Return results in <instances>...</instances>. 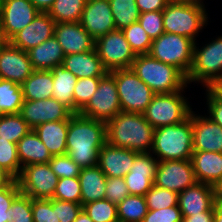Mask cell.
<instances>
[{
    "label": "cell",
    "instance_id": "cell-1",
    "mask_svg": "<svg viewBox=\"0 0 222 222\" xmlns=\"http://www.w3.org/2000/svg\"><path fill=\"white\" fill-rule=\"evenodd\" d=\"M106 143V122L72 114L68 121L66 154L81 169L98 163V153Z\"/></svg>",
    "mask_w": 222,
    "mask_h": 222
},
{
    "label": "cell",
    "instance_id": "cell-2",
    "mask_svg": "<svg viewBox=\"0 0 222 222\" xmlns=\"http://www.w3.org/2000/svg\"><path fill=\"white\" fill-rule=\"evenodd\" d=\"M154 131L143 114L120 111L106 122V142L139 153H151Z\"/></svg>",
    "mask_w": 222,
    "mask_h": 222
},
{
    "label": "cell",
    "instance_id": "cell-3",
    "mask_svg": "<svg viewBox=\"0 0 222 222\" xmlns=\"http://www.w3.org/2000/svg\"><path fill=\"white\" fill-rule=\"evenodd\" d=\"M131 69L155 94L178 92L188 84L178 68L149 54L137 55Z\"/></svg>",
    "mask_w": 222,
    "mask_h": 222
},
{
    "label": "cell",
    "instance_id": "cell-4",
    "mask_svg": "<svg viewBox=\"0 0 222 222\" xmlns=\"http://www.w3.org/2000/svg\"><path fill=\"white\" fill-rule=\"evenodd\" d=\"M151 153L158 161L188 160L193 154L192 118L155 129Z\"/></svg>",
    "mask_w": 222,
    "mask_h": 222
},
{
    "label": "cell",
    "instance_id": "cell-5",
    "mask_svg": "<svg viewBox=\"0 0 222 222\" xmlns=\"http://www.w3.org/2000/svg\"><path fill=\"white\" fill-rule=\"evenodd\" d=\"M201 2L171 0L163 10V28L196 42V35L207 25L208 13Z\"/></svg>",
    "mask_w": 222,
    "mask_h": 222
},
{
    "label": "cell",
    "instance_id": "cell-6",
    "mask_svg": "<svg viewBox=\"0 0 222 222\" xmlns=\"http://www.w3.org/2000/svg\"><path fill=\"white\" fill-rule=\"evenodd\" d=\"M186 87L178 92L155 94L152 97L151 103L142 113L152 127L157 129L179 124L189 117L192 108L182 94Z\"/></svg>",
    "mask_w": 222,
    "mask_h": 222
},
{
    "label": "cell",
    "instance_id": "cell-7",
    "mask_svg": "<svg viewBox=\"0 0 222 222\" xmlns=\"http://www.w3.org/2000/svg\"><path fill=\"white\" fill-rule=\"evenodd\" d=\"M194 43L185 36L164 32L152 40L148 54L160 62L175 66L187 77L193 64Z\"/></svg>",
    "mask_w": 222,
    "mask_h": 222
},
{
    "label": "cell",
    "instance_id": "cell-8",
    "mask_svg": "<svg viewBox=\"0 0 222 222\" xmlns=\"http://www.w3.org/2000/svg\"><path fill=\"white\" fill-rule=\"evenodd\" d=\"M110 73L115 77L121 110L142 114L155 95L152 89L131 68L117 69Z\"/></svg>",
    "mask_w": 222,
    "mask_h": 222
},
{
    "label": "cell",
    "instance_id": "cell-9",
    "mask_svg": "<svg viewBox=\"0 0 222 222\" xmlns=\"http://www.w3.org/2000/svg\"><path fill=\"white\" fill-rule=\"evenodd\" d=\"M196 45L195 42L193 64L186 77L187 83L200 81L207 88L214 80L222 77V36L200 49Z\"/></svg>",
    "mask_w": 222,
    "mask_h": 222
},
{
    "label": "cell",
    "instance_id": "cell-10",
    "mask_svg": "<svg viewBox=\"0 0 222 222\" xmlns=\"http://www.w3.org/2000/svg\"><path fill=\"white\" fill-rule=\"evenodd\" d=\"M120 111L122 110L115 77L108 72L100 78L97 90L78 113L86 118L107 122Z\"/></svg>",
    "mask_w": 222,
    "mask_h": 222
},
{
    "label": "cell",
    "instance_id": "cell-11",
    "mask_svg": "<svg viewBox=\"0 0 222 222\" xmlns=\"http://www.w3.org/2000/svg\"><path fill=\"white\" fill-rule=\"evenodd\" d=\"M95 49L108 72L129 69L136 58L122 30L119 29L98 37L95 40Z\"/></svg>",
    "mask_w": 222,
    "mask_h": 222
},
{
    "label": "cell",
    "instance_id": "cell-12",
    "mask_svg": "<svg viewBox=\"0 0 222 222\" xmlns=\"http://www.w3.org/2000/svg\"><path fill=\"white\" fill-rule=\"evenodd\" d=\"M16 180L22 194L32 199H52L59 178L48 163H41L23 167Z\"/></svg>",
    "mask_w": 222,
    "mask_h": 222
},
{
    "label": "cell",
    "instance_id": "cell-13",
    "mask_svg": "<svg viewBox=\"0 0 222 222\" xmlns=\"http://www.w3.org/2000/svg\"><path fill=\"white\" fill-rule=\"evenodd\" d=\"M197 182L191 160L159 161L154 185L181 193Z\"/></svg>",
    "mask_w": 222,
    "mask_h": 222
},
{
    "label": "cell",
    "instance_id": "cell-14",
    "mask_svg": "<svg viewBox=\"0 0 222 222\" xmlns=\"http://www.w3.org/2000/svg\"><path fill=\"white\" fill-rule=\"evenodd\" d=\"M19 114L28 126L34 129L46 122L67 120L73 113L65 105L51 97L36 101L24 100Z\"/></svg>",
    "mask_w": 222,
    "mask_h": 222
},
{
    "label": "cell",
    "instance_id": "cell-15",
    "mask_svg": "<svg viewBox=\"0 0 222 222\" xmlns=\"http://www.w3.org/2000/svg\"><path fill=\"white\" fill-rule=\"evenodd\" d=\"M40 12L30 0H2L1 28L9 40L29 25Z\"/></svg>",
    "mask_w": 222,
    "mask_h": 222
},
{
    "label": "cell",
    "instance_id": "cell-16",
    "mask_svg": "<svg viewBox=\"0 0 222 222\" xmlns=\"http://www.w3.org/2000/svg\"><path fill=\"white\" fill-rule=\"evenodd\" d=\"M158 159L151 153H138L130 172L124 176L130 195L145 196L154 185Z\"/></svg>",
    "mask_w": 222,
    "mask_h": 222
},
{
    "label": "cell",
    "instance_id": "cell-17",
    "mask_svg": "<svg viewBox=\"0 0 222 222\" xmlns=\"http://www.w3.org/2000/svg\"><path fill=\"white\" fill-rule=\"evenodd\" d=\"M81 26L96 40L116 29L109 0H87Z\"/></svg>",
    "mask_w": 222,
    "mask_h": 222
},
{
    "label": "cell",
    "instance_id": "cell-18",
    "mask_svg": "<svg viewBox=\"0 0 222 222\" xmlns=\"http://www.w3.org/2000/svg\"><path fill=\"white\" fill-rule=\"evenodd\" d=\"M216 202L215 187L196 182L179 193L178 206L182 216H191L202 212H214Z\"/></svg>",
    "mask_w": 222,
    "mask_h": 222
},
{
    "label": "cell",
    "instance_id": "cell-19",
    "mask_svg": "<svg viewBox=\"0 0 222 222\" xmlns=\"http://www.w3.org/2000/svg\"><path fill=\"white\" fill-rule=\"evenodd\" d=\"M55 24L48 13L40 12L29 25L10 40V43L14 47L28 51L54 36Z\"/></svg>",
    "mask_w": 222,
    "mask_h": 222
},
{
    "label": "cell",
    "instance_id": "cell-20",
    "mask_svg": "<svg viewBox=\"0 0 222 222\" xmlns=\"http://www.w3.org/2000/svg\"><path fill=\"white\" fill-rule=\"evenodd\" d=\"M54 36L65 55L88 52L95 48V39L81 26L80 22L56 23Z\"/></svg>",
    "mask_w": 222,
    "mask_h": 222
},
{
    "label": "cell",
    "instance_id": "cell-21",
    "mask_svg": "<svg viewBox=\"0 0 222 222\" xmlns=\"http://www.w3.org/2000/svg\"><path fill=\"white\" fill-rule=\"evenodd\" d=\"M27 51L9 43L0 52V78L22 84L33 72Z\"/></svg>",
    "mask_w": 222,
    "mask_h": 222
},
{
    "label": "cell",
    "instance_id": "cell-22",
    "mask_svg": "<svg viewBox=\"0 0 222 222\" xmlns=\"http://www.w3.org/2000/svg\"><path fill=\"white\" fill-rule=\"evenodd\" d=\"M193 128V151L222 153V127L208 116H200L191 111Z\"/></svg>",
    "mask_w": 222,
    "mask_h": 222
},
{
    "label": "cell",
    "instance_id": "cell-23",
    "mask_svg": "<svg viewBox=\"0 0 222 222\" xmlns=\"http://www.w3.org/2000/svg\"><path fill=\"white\" fill-rule=\"evenodd\" d=\"M139 152L105 143L98 153L97 165L106 177H122L130 172Z\"/></svg>",
    "mask_w": 222,
    "mask_h": 222
},
{
    "label": "cell",
    "instance_id": "cell-24",
    "mask_svg": "<svg viewBox=\"0 0 222 222\" xmlns=\"http://www.w3.org/2000/svg\"><path fill=\"white\" fill-rule=\"evenodd\" d=\"M62 66L78 79L103 77L108 73L95 48L88 52L65 55Z\"/></svg>",
    "mask_w": 222,
    "mask_h": 222
},
{
    "label": "cell",
    "instance_id": "cell-25",
    "mask_svg": "<svg viewBox=\"0 0 222 222\" xmlns=\"http://www.w3.org/2000/svg\"><path fill=\"white\" fill-rule=\"evenodd\" d=\"M190 160L197 182L215 186L222 179V153L193 151Z\"/></svg>",
    "mask_w": 222,
    "mask_h": 222
},
{
    "label": "cell",
    "instance_id": "cell-26",
    "mask_svg": "<svg viewBox=\"0 0 222 222\" xmlns=\"http://www.w3.org/2000/svg\"><path fill=\"white\" fill-rule=\"evenodd\" d=\"M33 70H51L62 65L65 53L55 36L27 51Z\"/></svg>",
    "mask_w": 222,
    "mask_h": 222
},
{
    "label": "cell",
    "instance_id": "cell-27",
    "mask_svg": "<svg viewBox=\"0 0 222 222\" xmlns=\"http://www.w3.org/2000/svg\"><path fill=\"white\" fill-rule=\"evenodd\" d=\"M68 121L46 122L33 129L52 156L66 154Z\"/></svg>",
    "mask_w": 222,
    "mask_h": 222
},
{
    "label": "cell",
    "instance_id": "cell-28",
    "mask_svg": "<svg viewBox=\"0 0 222 222\" xmlns=\"http://www.w3.org/2000/svg\"><path fill=\"white\" fill-rule=\"evenodd\" d=\"M78 178L82 206L93 201L105 199L107 177L98 165L81 169Z\"/></svg>",
    "mask_w": 222,
    "mask_h": 222
},
{
    "label": "cell",
    "instance_id": "cell-29",
    "mask_svg": "<svg viewBox=\"0 0 222 222\" xmlns=\"http://www.w3.org/2000/svg\"><path fill=\"white\" fill-rule=\"evenodd\" d=\"M17 150L22 168L30 164L48 163L52 159L47 147L33 129L17 143Z\"/></svg>",
    "mask_w": 222,
    "mask_h": 222
},
{
    "label": "cell",
    "instance_id": "cell-30",
    "mask_svg": "<svg viewBox=\"0 0 222 222\" xmlns=\"http://www.w3.org/2000/svg\"><path fill=\"white\" fill-rule=\"evenodd\" d=\"M24 100L36 101L53 96V75L49 70H34L21 84Z\"/></svg>",
    "mask_w": 222,
    "mask_h": 222
},
{
    "label": "cell",
    "instance_id": "cell-31",
    "mask_svg": "<svg viewBox=\"0 0 222 222\" xmlns=\"http://www.w3.org/2000/svg\"><path fill=\"white\" fill-rule=\"evenodd\" d=\"M53 75V98L65 105L74 114V87L77 77L62 65L50 70Z\"/></svg>",
    "mask_w": 222,
    "mask_h": 222
},
{
    "label": "cell",
    "instance_id": "cell-32",
    "mask_svg": "<svg viewBox=\"0 0 222 222\" xmlns=\"http://www.w3.org/2000/svg\"><path fill=\"white\" fill-rule=\"evenodd\" d=\"M23 101L21 84L0 78V115L20 113Z\"/></svg>",
    "mask_w": 222,
    "mask_h": 222
},
{
    "label": "cell",
    "instance_id": "cell-33",
    "mask_svg": "<svg viewBox=\"0 0 222 222\" xmlns=\"http://www.w3.org/2000/svg\"><path fill=\"white\" fill-rule=\"evenodd\" d=\"M87 0H55L47 12L56 23L80 22Z\"/></svg>",
    "mask_w": 222,
    "mask_h": 222
},
{
    "label": "cell",
    "instance_id": "cell-34",
    "mask_svg": "<svg viewBox=\"0 0 222 222\" xmlns=\"http://www.w3.org/2000/svg\"><path fill=\"white\" fill-rule=\"evenodd\" d=\"M118 222H142L148 208L144 196L128 195L117 205Z\"/></svg>",
    "mask_w": 222,
    "mask_h": 222
},
{
    "label": "cell",
    "instance_id": "cell-35",
    "mask_svg": "<svg viewBox=\"0 0 222 222\" xmlns=\"http://www.w3.org/2000/svg\"><path fill=\"white\" fill-rule=\"evenodd\" d=\"M31 128L18 114L0 115V138L17 144Z\"/></svg>",
    "mask_w": 222,
    "mask_h": 222
},
{
    "label": "cell",
    "instance_id": "cell-36",
    "mask_svg": "<svg viewBox=\"0 0 222 222\" xmlns=\"http://www.w3.org/2000/svg\"><path fill=\"white\" fill-rule=\"evenodd\" d=\"M116 29L123 30L137 22L140 12L135 0H109Z\"/></svg>",
    "mask_w": 222,
    "mask_h": 222
},
{
    "label": "cell",
    "instance_id": "cell-37",
    "mask_svg": "<svg viewBox=\"0 0 222 222\" xmlns=\"http://www.w3.org/2000/svg\"><path fill=\"white\" fill-rule=\"evenodd\" d=\"M82 209L93 222H118L117 205L107 199L87 203Z\"/></svg>",
    "mask_w": 222,
    "mask_h": 222
},
{
    "label": "cell",
    "instance_id": "cell-38",
    "mask_svg": "<svg viewBox=\"0 0 222 222\" xmlns=\"http://www.w3.org/2000/svg\"><path fill=\"white\" fill-rule=\"evenodd\" d=\"M0 166L13 179H17L22 170L18 157L17 144L1 138Z\"/></svg>",
    "mask_w": 222,
    "mask_h": 222
},
{
    "label": "cell",
    "instance_id": "cell-39",
    "mask_svg": "<svg viewBox=\"0 0 222 222\" xmlns=\"http://www.w3.org/2000/svg\"><path fill=\"white\" fill-rule=\"evenodd\" d=\"M122 32L136 56L149 53L152 39L138 21L123 29Z\"/></svg>",
    "mask_w": 222,
    "mask_h": 222
},
{
    "label": "cell",
    "instance_id": "cell-40",
    "mask_svg": "<svg viewBox=\"0 0 222 222\" xmlns=\"http://www.w3.org/2000/svg\"><path fill=\"white\" fill-rule=\"evenodd\" d=\"M144 197L148 210H161L178 206V193L155 185L151 187Z\"/></svg>",
    "mask_w": 222,
    "mask_h": 222
},
{
    "label": "cell",
    "instance_id": "cell-41",
    "mask_svg": "<svg viewBox=\"0 0 222 222\" xmlns=\"http://www.w3.org/2000/svg\"><path fill=\"white\" fill-rule=\"evenodd\" d=\"M101 77L77 79L74 87V114L78 113L90 100L98 88Z\"/></svg>",
    "mask_w": 222,
    "mask_h": 222
},
{
    "label": "cell",
    "instance_id": "cell-42",
    "mask_svg": "<svg viewBox=\"0 0 222 222\" xmlns=\"http://www.w3.org/2000/svg\"><path fill=\"white\" fill-rule=\"evenodd\" d=\"M53 199L81 204V188L78 177L60 178Z\"/></svg>",
    "mask_w": 222,
    "mask_h": 222
},
{
    "label": "cell",
    "instance_id": "cell-43",
    "mask_svg": "<svg viewBox=\"0 0 222 222\" xmlns=\"http://www.w3.org/2000/svg\"><path fill=\"white\" fill-rule=\"evenodd\" d=\"M8 222H34L32 215V198L20 193L7 211Z\"/></svg>",
    "mask_w": 222,
    "mask_h": 222
},
{
    "label": "cell",
    "instance_id": "cell-44",
    "mask_svg": "<svg viewBox=\"0 0 222 222\" xmlns=\"http://www.w3.org/2000/svg\"><path fill=\"white\" fill-rule=\"evenodd\" d=\"M48 164L59 179L78 177L81 171L78 164L67 154L52 156Z\"/></svg>",
    "mask_w": 222,
    "mask_h": 222
},
{
    "label": "cell",
    "instance_id": "cell-45",
    "mask_svg": "<svg viewBox=\"0 0 222 222\" xmlns=\"http://www.w3.org/2000/svg\"><path fill=\"white\" fill-rule=\"evenodd\" d=\"M138 22L152 40L165 32L163 28V11L140 13Z\"/></svg>",
    "mask_w": 222,
    "mask_h": 222
},
{
    "label": "cell",
    "instance_id": "cell-46",
    "mask_svg": "<svg viewBox=\"0 0 222 222\" xmlns=\"http://www.w3.org/2000/svg\"><path fill=\"white\" fill-rule=\"evenodd\" d=\"M32 215L34 222H60L57 209H53V198L32 199Z\"/></svg>",
    "mask_w": 222,
    "mask_h": 222
},
{
    "label": "cell",
    "instance_id": "cell-47",
    "mask_svg": "<svg viewBox=\"0 0 222 222\" xmlns=\"http://www.w3.org/2000/svg\"><path fill=\"white\" fill-rule=\"evenodd\" d=\"M105 186V199L116 205L129 195L125 179L122 177H107Z\"/></svg>",
    "mask_w": 222,
    "mask_h": 222
},
{
    "label": "cell",
    "instance_id": "cell-48",
    "mask_svg": "<svg viewBox=\"0 0 222 222\" xmlns=\"http://www.w3.org/2000/svg\"><path fill=\"white\" fill-rule=\"evenodd\" d=\"M20 193L16 179H13L4 189L0 190V222H8L7 211Z\"/></svg>",
    "mask_w": 222,
    "mask_h": 222
},
{
    "label": "cell",
    "instance_id": "cell-49",
    "mask_svg": "<svg viewBox=\"0 0 222 222\" xmlns=\"http://www.w3.org/2000/svg\"><path fill=\"white\" fill-rule=\"evenodd\" d=\"M142 222H183L179 206L161 210H148Z\"/></svg>",
    "mask_w": 222,
    "mask_h": 222
},
{
    "label": "cell",
    "instance_id": "cell-50",
    "mask_svg": "<svg viewBox=\"0 0 222 222\" xmlns=\"http://www.w3.org/2000/svg\"><path fill=\"white\" fill-rule=\"evenodd\" d=\"M53 209H57L60 222H74L82 210V204L53 199Z\"/></svg>",
    "mask_w": 222,
    "mask_h": 222
},
{
    "label": "cell",
    "instance_id": "cell-51",
    "mask_svg": "<svg viewBox=\"0 0 222 222\" xmlns=\"http://www.w3.org/2000/svg\"><path fill=\"white\" fill-rule=\"evenodd\" d=\"M206 93L208 117L222 127V102L218 101L207 89Z\"/></svg>",
    "mask_w": 222,
    "mask_h": 222
},
{
    "label": "cell",
    "instance_id": "cell-52",
    "mask_svg": "<svg viewBox=\"0 0 222 222\" xmlns=\"http://www.w3.org/2000/svg\"><path fill=\"white\" fill-rule=\"evenodd\" d=\"M171 0H135L139 12L163 11Z\"/></svg>",
    "mask_w": 222,
    "mask_h": 222
},
{
    "label": "cell",
    "instance_id": "cell-53",
    "mask_svg": "<svg viewBox=\"0 0 222 222\" xmlns=\"http://www.w3.org/2000/svg\"><path fill=\"white\" fill-rule=\"evenodd\" d=\"M183 222H214V212H202L191 216H183Z\"/></svg>",
    "mask_w": 222,
    "mask_h": 222
},
{
    "label": "cell",
    "instance_id": "cell-54",
    "mask_svg": "<svg viewBox=\"0 0 222 222\" xmlns=\"http://www.w3.org/2000/svg\"><path fill=\"white\" fill-rule=\"evenodd\" d=\"M218 101L222 102V77L214 80L206 88Z\"/></svg>",
    "mask_w": 222,
    "mask_h": 222
},
{
    "label": "cell",
    "instance_id": "cell-55",
    "mask_svg": "<svg viewBox=\"0 0 222 222\" xmlns=\"http://www.w3.org/2000/svg\"><path fill=\"white\" fill-rule=\"evenodd\" d=\"M39 12L47 13L55 0H30Z\"/></svg>",
    "mask_w": 222,
    "mask_h": 222
},
{
    "label": "cell",
    "instance_id": "cell-56",
    "mask_svg": "<svg viewBox=\"0 0 222 222\" xmlns=\"http://www.w3.org/2000/svg\"><path fill=\"white\" fill-rule=\"evenodd\" d=\"M12 180L13 178L7 173H0V190L4 189Z\"/></svg>",
    "mask_w": 222,
    "mask_h": 222
},
{
    "label": "cell",
    "instance_id": "cell-57",
    "mask_svg": "<svg viewBox=\"0 0 222 222\" xmlns=\"http://www.w3.org/2000/svg\"><path fill=\"white\" fill-rule=\"evenodd\" d=\"M10 43L0 24V52Z\"/></svg>",
    "mask_w": 222,
    "mask_h": 222
},
{
    "label": "cell",
    "instance_id": "cell-58",
    "mask_svg": "<svg viewBox=\"0 0 222 222\" xmlns=\"http://www.w3.org/2000/svg\"><path fill=\"white\" fill-rule=\"evenodd\" d=\"M214 222H222V207L217 202L214 206Z\"/></svg>",
    "mask_w": 222,
    "mask_h": 222
},
{
    "label": "cell",
    "instance_id": "cell-59",
    "mask_svg": "<svg viewBox=\"0 0 222 222\" xmlns=\"http://www.w3.org/2000/svg\"><path fill=\"white\" fill-rule=\"evenodd\" d=\"M74 222H93V221L90 219V217L82 209Z\"/></svg>",
    "mask_w": 222,
    "mask_h": 222
},
{
    "label": "cell",
    "instance_id": "cell-60",
    "mask_svg": "<svg viewBox=\"0 0 222 222\" xmlns=\"http://www.w3.org/2000/svg\"><path fill=\"white\" fill-rule=\"evenodd\" d=\"M214 187H215V194L222 195V179Z\"/></svg>",
    "mask_w": 222,
    "mask_h": 222
},
{
    "label": "cell",
    "instance_id": "cell-61",
    "mask_svg": "<svg viewBox=\"0 0 222 222\" xmlns=\"http://www.w3.org/2000/svg\"><path fill=\"white\" fill-rule=\"evenodd\" d=\"M216 201L222 207V195H216Z\"/></svg>",
    "mask_w": 222,
    "mask_h": 222
},
{
    "label": "cell",
    "instance_id": "cell-62",
    "mask_svg": "<svg viewBox=\"0 0 222 222\" xmlns=\"http://www.w3.org/2000/svg\"><path fill=\"white\" fill-rule=\"evenodd\" d=\"M187 1H194V2H201V3H203L202 0H187Z\"/></svg>",
    "mask_w": 222,
    "mask_h": 222
},
{
    "label": "cell",
    "instance_id": "cell-63",
    "mask_svg": "<svg viewBox=\"0 0 222 222\" xmlns=\"http://www.w3.org/2000/svg\"><path fill=\"white\" fill-rule=\"evenodd\" d=\"M0 173H6V172L2 169L1 166H0Z\"/></svg>",
    "mask_w": 222,
    "mask_h": 222
},
{
    "label": "cell",
    "instance_id": "cell-64",
    "mask_svg": "<svg viewBox=\"0 0 222 222\" xmlns=\"http://www.w3.org/2000/svg\"><path fill=\"white\" fill-rule=\"evenodd\" d=\"M1 7H2V0H0V12H1Z\"/></svg>",
    "mask_w": 222,
    "mask_h": 222
}]
</instances>
